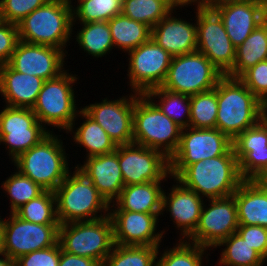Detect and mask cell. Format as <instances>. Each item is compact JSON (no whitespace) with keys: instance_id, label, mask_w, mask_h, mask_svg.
I'll return each mask as SVG.
<instances>
[{"instance_id":"6da1fadb","label":"cell","mask_w":267,"mask_h":266,"mask_svg":"<svg viewBox=\"0 0 267 266\" xmlns=\"http://www.w3.org/2000/svg\"><path fill=\"white\" fill-rule=\"evenodd\" d=\"M216 129L232 140L267 116V107L240 80L223 76L217 83Z\"/></svg>"},{"instance_id":"7a4b0ae2","label":"cell","mask_w":267,"mask_h":266,"mask_svg":"<svg viewBox=\"0 0 267 266\" xmlns=\"http://www.w3.org/2000/svg\"><path fill=\"white\" fill-rule=\"evenodd\" d=\"M175 179L209 199L233 195L244 181L233 147L224 155L188 165Z\"/></svg>"},{"instance_id":"3957f363","label":"cell","mask_w":267,"mask_h":266,"mask_svg":"<svg viewBox=\"0 0 267 266\" xmlns=\"http://www.w3.org/2000/svg\"><path fill=\"white\" fill-rule=\"evenodd\" d=\"M69 0H48L17 23L19 40L62 49L71 34L72 5Z\"/></svg>"},{"instance_id":"277c9868","label":"cell","mask_w":267,"mask_h":266,"mask_svg":"<svg viewBox=\"0 0 267 266\" xmlns=\"http://www.w3.org/2000/svg\"><path fill=\"white\" fill-rule=\"evenodd\" d=\"M136 97L135 95L133 143L156 150L165 145L161 151L170 159L178 149L183 129L165 115L152 100H148L145 94Z\"/></svg>"},{"instance_id":"5b68a950","label":"cell","mask_w":267,"mask_h":266,"mask_svg":"<svg viewBox=\"0 0 267 266\" xmlns=\"http://www.w3.org/2000/svg\"><path fill=\"white\" fill-rule=\"evenodd\" d=\"M58 242L62 251L95 259L103 265L115 244L112 219L108 213L97 220L60 224Z\"/></svg>"},{"instance_id":"8992f818","label":"cell","mask_w":267,"mask_h":266,"mask_svg":"<svg viewBox=\"0 0 267 266\" xmlns=\"http://www.w3.org/2000/svg\"><path fill=\"white\" fill-rule=\"evenodd\" d=\"M54 193L60 224L81 222L86 216L93 217L85 221L101 219L103 216H95L96 212L102 209L107 211L110 208L106 199L79 169L75 170L72 177L68 173Z\"/></svg>"},{"instance_id":"52a82bcc","label":"cell","mask_w":267,"mask_h":266,"mask_svg":"<svg viewBox=\"0 0 267 266\" xmlns=\"http://www.w3.org/2000/svg\"><path fill=\"white\" fill-rule=\"evenodd\" d=\"M57 137L49 134L39 144L19 155L14 161L19 172L45 191H55L64 181L68 163Z\"/></svg>"},{"instance_id":"ba28073f","label":"cell","mask_w":267,"mask_h":266,"mask_svg":"<svg viewBox=\"0 0 267 266\" xmlns=\"http://www.w3.org/2000/svg\"><path fill=\"white\" fill-rule=\"evenodd\" d=\"M223 76L204 54L196 51L172 57L161 88L192 96L215 88Z\"/></svg>"},{"instance_id":"9c48e42d","label":"cell","mask_w":267,"mask_h":266,"mask_svg":"<svg viewBox=\"0 0 267 266\" xmlns=\"http://www.w3.org/2000/svg\"><path fill=\"white\" fill-rule=\"evenodd\" d=\"M76 77L63 72L53 79L44 81L32 108L39 122L72 130L76 116L74 92L71 83Z\"/></svg>"},{"instance_id":"30bf717a","label":"cell","mask_w":267,"mask_h":266,"mask_svg":"<svg viewBox=\"0 0 267 266\" xmlns=\"http://www.w3.org/2000/svg\"><path fill=\"white\" fill-rule=\"evenodd\" d=\"M181 132L177 151L169 159L170 173L177 177L188 165L226 154L232 139L216 128H188Z\"/></svg>"},{"instance_id":"8fae6325","label":"cell","mask_w":267,"mask_h":266,"mask_svg":"<svg viewBox=\"0 0 267 266\" xmlns=\"http://www.w3.org/2000/svg\"><path fill=\"white\" fill-rule=\"evenodd\" d=\"M197 10V51L226 76L234 66L236 47L212 7H198Z\"/></svg>"},{"instance_id":"7c38bea8","label":"cell","mask_w":267,"mask_h":266,"mask_svg":"<svg viewBox=\"0 0 267 266\" xmlns=\"http://www.w3.org/2000/svg\"><path fill=\"white\" fill-rule=\"evenodd\" d=\"M10 220L3 221V254L13 260L58 242L60 224L27 222L14 213Z\"/></svg>"},{"instance_id":"4fadbf2b","label":"cell","mask_w":267,"mask_h":266,"mask_svg":"<svg viewBox=\"0 0 267 266\" xmlns=\"http://www.w3.org/2000/svg\"><path fill=\"white\" fill-rule=\"evenodd\" d=\"M118 161L125 186L161 181L170 173L163 152L136 143L118 145Z\"/></svg>"},{"instance_id":"5bb4252c","label":"cell","mask_w":267,"mask_h":266,"mask_svg":"<svg viewBox=\"0 0 267 266\" xmlns=\"http://www.w3.org/2000/svg\"><path fill=\"white\" fill-rule=\"evenodd\" d=\"M129 53L131 54L130 83L137 95L161 87L167 76L172 56L152 38Z\"/></svg>"},{"instance_id":"9a60e30c","label":"cell","mask_w":267,"mask_h":266,"mask_svg":"<svg viewBox=\"0 0 267 266\" xmlns=\"http://www.w3.org/2000/svg\"><path fill=\"white\" fill-rule=\"evenodd\" d=\"M50 134L32 109L6 107L0 112V142L9 146L13 160Z\"/></svg>"},{"instance_id":"2e32d148","label":"cell","mask_w":267,"mask_h":266,"mask_svg":"<svg viewBox=\"0 0 267 266\" xmlns=\"http://www.w3.org/2000/svg\"><path fill=\"white\" fill-rule=\"evenodd\" d=\"M211 207L202 208L200 220L190 236L193 243L202 247L217 245L239 227L237 205L233 195L211 199Z\"/></svg>"},{"instance_id":"e0dca14e","label":"cell","mask_w":267,"mask_h":266,"mask_svg":"<svg viewBox=\"0 0 267 266\" xmlns=\"http://www.w3.org/2000/svg\"><path fill=\"white\" fill-rule=\"evenodd\" d=\"M63 50L19 40L9 61L17 72L40 77L45 81L59 76L63 71Z\"/></svg>"},{"instance_id":"ac0fdd59","label":"cell","mask_w":267,"mask_h":266,"mask_svg":"<svg viewBox=\"0 0 267 266\" xmlns=\"http://www.w3.org/2000/svg\"><path fill=\"white\" fill-rule=\"evenodd\" d=\"M130 100L122 98L115 101L103 100L99 104H91L83 110L93 118L118 145L133 143V111L135 97Z\"/></svg>"},{"instance_id":"d6986e66","label":"cell","mask_w":267,"mask_h":266,"mask_svg":"<svg viewBox=\"0 0 267 266\" xmlns=\"http://www.w3.org/2000/svg\"><path fill=\"white\" fill-rule=\"evenodd\" d=\"M265 6L257 0H228L212 8L221 17L227 35L237 48L263 22Z\"/></svg>"},{"instance_id":"ffe728a7","label":"cell","mask_w":267,"mask_h":266,"mask_svg":"<svg viewBox=\"0 0 267 266\" xmlns=\"http://www.w3.org/2000/svg\"><path fill=\"white\" fill-rule=\"evenodd\" d=\"M158 215L115 209L109 213L114 243L121 246H158L163 235V232L154 235Z\"/></svg>"},{"instance_id":"44dd1931","label":"cell","mask_w":267,"mask_h":266,"mask_svg":"<svg viewBox=\"0 0 267 266\" xmlns=\"http://www.w3.org/2000/svg\"><path fill=\"white\" fill-rule=\"evenodd\" d=\"M79 169L97 188L110 204L114 197L120 196L124 181L118 161V146L109 154L90 156Z\"/></svg>"},{"instance_id":"7402d4cb","label":"cell","mask_w":267,"mask_h":266,"mask_svg":"<svg viewBox=\"0 0 267 266\" xmlns=\"http://www.w3.org/2000/svg\"><path fill=\"white\" fill-rule=\"evenodd\" d=\"M151 38L172 57L197 51V27L168 15L151 29Z\"/></svg>"},{"instance_id":"603a6c76","label":"cell","mask_w":267,"mask_h":266,"mask_svg":"<svg viewBox=\"0 0 267 266\" xmlns=\"http://www.w3.org/2000/svg\"><path fill=\"white\" fill-rule=\"evenodd\" d=\"M44 79L23 74L9 64L0 65V92L7 100L8 107L32 109Z\"/></svg>"},{"instance_id":"cb8c5ba5","label":"cell","mask_w":267,"mask_h":266,"mask_svg":"<svg viewBox=\"0 0 267 266\" xmlns=\"http://www.w3.org/2000/svg\"><path fill=\"white\" fill-rule=\"evenodd\" d=\"M202 205L201 197L182 185L174 186L168 199L164 192L162 194V211L166 206L169 207L177 226L183 227L182 232H184L183 235L185 237H190L197 228L203 208Z\"/></svg>"},{"instance_id":"d4e9b609","label":"cell","mask_w":267,"mask_h":266,"mask_svg":"<svg viewBox=\"0 0 267 266\" xmlns=\"http://www.w3.org/2000/svg\"><path fill=\"white\" fill-rule=\"evenodd\" d=\"M233 196L239 225L267 228V193L254 180H244Z\"/></svg>"},{"instance_id":"484cf974","label":"cell","mask_w":267,"mask_h":266,"mask_svg":"<svg viewBox=\"0 0 267 266\" xmlns=\"http://www.w3.org/2000/svg\"><path fill=\"white\" fill-rule=\"evenodd\" d=\"M161 181L132 184L124 186L120 196L116 199L117 210H127L147 214L162 212Z\"/></svg>"},{"instance_id":"4316f807","label":"cell","mask_w":267,"mask_h":266,"mask_svg":"<svg viewBox=\"0 0 267 266\" xmlns=\"http://www.w3.org/2000/svg\"><path fill=\"white\" fill-rule=\"evenodd\" d=\"M265 60H267V25L263 21L236 48L234 66L226 76L239 78L246 70Z\"/></svg>"},{"instance_id":"83f0119b","label":"cell","mask_w":267,"mask_h":266,"mask_svg":"<svg viewBox=\"0 0 267 266\" xmlns=\"http://www.w3.org/2000/svg\"><path fill=\"white\" fill-rule=\"evenodd\" d=\"M113 44L125 49L134 50L151 38V28L142 22L130 19L122 13L108 21Z\"/></svg>"},{"instance_id":"f1b7e54d","label":"cell","mask_w":267,"mask_h":266,"mask_svg":"<svg viewBox=\"0 0 267 266\" xmlns=\"http://www.w3.org/2000/svg\"><path fill=\"white\" fill-rule=\"evenodd\" d=\"M80 113L86 118V122L76 130L77 132H75L74 139L88 149V157L114 152L117 145L108 136L105 130L83 109Z\"/></svg>"},{"instance_id":"f546056e","label":"cell","mask_w":267,"mask_h":266,"mask_svg":"<svg viewBox=\"0 0 267 266\" xmlns=\"http://www.w3.org/2000/svg\"><path fill=\"white\" fill-rule=\"evenodd\" d=\"M173 8L165 0H123L122 14L132 20L142 22L151 29Z\"/></svg>"},{"instance_id":"4dcf8cb0","label":"cell","mask_w":267,"mask_h":266,"mask_svg":"<svg viewBox=\"0 0 267 266\" xmlns=\"http://www.w3.org/2000/svg\"><path fill=\"white\" fill-rule=\"evenodd\" d=\"M55 203V204H54ZM55 193L44 191L37 198L21 205L13 213L27 222L37 224H60L57 217Z\"/></svg>"},{"instance_id":"1f68e13d","label":"cell","mask_w":267,"mask_h":266,"mask_svg":"<svg viewBox=\"0 0 267 266\" xmlns=\"http://www.w3.org/2000/svg\"><path fill=\"white\" fill-rule=\"evenodd\" d=\"M226 244L220 264L226 266H262L265 260L237 232L222 240L217 246Z\"/></svg>"},{"instance_id":"d6a6232c","label":"cell","mask_w":267,"mask_h":266,"mask_svg":"<svg viewBox=\"0 0 267 266\" xmlns=\"http://www.w3.org/2000/svg\"><path fill=\"white\" fill-rule=\"evenodd\" d=\"M191 128H216L217 119V85L215 88L190 96Z\"/></svg>"},{"instance_id":"836d02e7","label":"cell","mask_w":267,"mask_h":266,"mask_svg":"<svg viewBox=\"0 0 267 266\" xmlns=\"http://www.w3.org/2000/svg\"><path fill=\"white\" fill-rule=\"evenodd\" d=\"M103 266H154L158 246H121L114 244ZM156 266V265H155Z\"/></svg>"},{"instance_id":"e575fe53","label":"cell","mask_w":267,"mask_h":266,"mask_svg":"<svg viewBox=\"0 0 267 266\" xmlns=\"http://www.w3.org/2000/svg\"><path fill=\"white\" fill-rule=\"evenodd\" d=\"M83 24V29L77 34L80 46L96 57L105 55L114 46L108 21Z\"/></svg>"},{"instance_id":"d590c367","label":"cell","mask_w":267,"mask_h":266,"mask_svg":"<svg viewBox=\"0 0 267 266\" xmlns=\"http://www.w3.org/2000/svg\"><path fill=\"white\" fill-rule=\"evenodd\" d=\"M146 97L151 100V97L153 98L156 96H161V102L159 104H155L165 115H167L172 121H174L179 127H181L183 130L187 129L186 127H189V118H190V96L176 93L169 91L167 89H163L161 87L153 88L145 93ZM163 97V98H162ZM183 108L184 111H183ZM183 111L186 113L188 120L184 121L182 118H180V112ZM178 112V114H176Z\"/></svg>"},{"instance_id":"8d00e7d4","label":"cell","mask_w":267,"mask_h":266,"mask_svg":"<svg viewBox=\"0 0 267 266\" xmlns=\"http://www.w3.org/2000/svg\"><path fill=\"white\" fill-rule=\"evenodd\" d=\"M122 3L123 0H82L72 14L82 23L109 21L122 13Z\"/></svg>"},{"instance_id":"74e56055","label":"cell","mask_w":267,"mask_h":266,"mask_svg":"<svg viewBox=\"0 0 267 266\" xmlns=\"http://www.w3.org/2000/svg\"><path fill=\"white\" fill-rule=\"evenodd\" d=\"M4 189L11 196V208L13 213L21 205L37 198L45 190L27 176L17 172L3 184Z\"/></svg>"},{"instance_id":"f35d334b","label":"cell","mask_w":267,"mask_h":266,"mask_svg":"<svg viewBox=\"0 0 267 266\" xmlns=\"http://www.w3.org/2000/svg\"><path fill=\"white\" fill-rule=\"evenodd\" d=\"M233 150L238 162L251 150L267 148V116L257 125L238 134L233 140Z\"/></svg>"},{"instance_id":"ab89813d","label":"cell","mask_w":267,"mask_h":266,"mask_svg":"<svg viewBox=\"0 0 267 266\" xmlns=\"http://www.w3.org/2000/svg\"><path fill=\"white\" fill-rule=\"evenodd\" d=\"M193 247L190 243H179L178 247L166 251L156 266H201V256L206 248L195 243Z\"/></svg>"},{"instance_id":"60d3db41","label":"cell","mask_w":267,"mask_h":266,"mask_svg":"<svg viewBox=\"0 0 267 266\" xmlns=\"http://www.w3.org/2000/svg\"><path fill=\"white\" fill-rule=\"evenodd\" d=\"M47 1L48 0H1L0 19L5 22L17 24L38 7L43 6Z\"/></svg>"},{"instance_id":"b9f144b4","label":"cell","mask_w":267,"mask_h":266,"mask_svg":"<svg viewBox=\"0 0 267 266\" xmlns=\"http://www.w3.org/2000/svg\"><path fill=\"white\" fill-rule=\"evenodd\" d=\"M239 80L267 107V60L246 70Z\"/></svg>"},{"instance_id":"7bdbcfd3","label":"cell","mask_w":267,"mask_h":266,"mask_svg":"<svg viewBox=\"0 0 267 266\" xmlns=\"http://www.w3.org/2000/svg\"><path fill=\"white\" fill-rule=\"evenodd\" d=\"M238 163L244 180L267 177V148L251 150Z\"/></svg>"},{"instance_id":"ee69618b","label":"cell","mask_w":267,"mask_h":266,"mask_svg":"<svg viewBox=\"0 0 267 266\" xmlns=\"http://www.w3.org/2000/svg\"><path fill=\"white\" fill-rule=\"evenodd\" d=\"M61 250V246L57 242L49 248L33 251L19 257L15 260L16 266H58Z\"/></svg>"},{"instance_id":"f6af8a7d","label":"cell","mask_w":267,"mask_h":266,"mask_svg":"<svg viewBox=\"0 0 267 266\" xmlns=\"http://www.w3.org/2000/svg\"><path fill=\"white\" fill-rule=\"evenodd\" d=\"M18 41L17 24L0 20V65L9 63Z\"/></svg>"},{"instance_id":"bcb514c9","label":"cell","mask_w":267,"mask_h":266,"mask_svg":"<svg viewBox=\"0 0 267 266\" xmlns=\"http://www.w3.org/2000/svg\"><path fill=\"white\" fill-rule=\"evenodd\" d=\"M237 233L264 259L267 258V228L257 225H239Z\"/></svg>"},{"instance_id":"7dc6e473","label":"cell","mask_w":267,"mask_h":266,"mask_svg":"<svg viewBox=\"0 0 267 266\" xmlns=\"http://www.w3.org/2000/svg\"><path fill=\"white\" fill-rule=\"evenodd\" d=\"M58 266H101L95 259L77 256L61 250Z\"/></svg>"},{"instance_id":"c3c4849f","label":"cell","mask_w":267,"mask_h":266,"mask_svg":"<svg viewBox=\"0 0 267 266\" xmlns=\"http://www.w3.org/2000/svg\"><path fill=\"white\" fill-rule=\"evenodd\" d=\"M224 1L228 0H202L198 2V7H213L214 5Z\"/></svg>"},{"instance_id":"681fc988","label":"cell","mask_w":267,"mask_h":266,"mask_svg":"<svg viewBox=\"0 0 267 266\" xmlns=\"http://www.w3.org/2000/svg\"><path fill=\"white\" fill-rule=\"evenodd\" d=\"M172 8L178 5H186L197 0H165Z\"/></svg>"},{"instance_id":"f907efd6","label":"cell","mask_w":267,"mask_h":266,"mask_svg":"<svg viewBox=\"0 0 267 266\" xmlns=\"http://www.w3.org/2000/svg\"><path fill=\"white\" fill-rule=\"evenodd\" d=\"M5 259H0V266H16L15 260L11 259L7 255L3 254Z\"/></svg>"},{"instance_id":"816d5d0a","label":"cell","mask_w":267,"mask_h":266,"mask_svg":"<svg viewBox=\"0 0 267 266\" xmlns=\"http://www.w3.org/2000/svg\"><path fill=\"white\" fill-rule=\"evenodd\" d=\"M267 193V177L254 180Z\"/></svg>"},{"instance_id":"f5cc1de1","label":"cell","mask_w":267,"mask_h":266,"mask_svg":"<svg viewBox=\"0 0 267 266\" xmlns=\"http://www.w3.org/2000/svg\"><path fill=\"white\" fill-rule=\"evenodd\" d=\"M0 255H3V220H0Z\"/></svg>"},{"instance_id":"db71d44e","label":"cell","mask_w":267,"mask_h":266,"mask_svg":"<svg viewBox=\"0 0 267 266\" xmlns=\"http://www.w3.org/2000/svg\"><path fill=\"white\" fill-rule=\"evenodd\" d=\"M263 21L267 25V5L265 6V9H264Z\"/></svg>"},{"instance_id":"11a10c76","label":"cell","mask_w":267,"mask_h":266,"mask_svg":"<svg viewBox=\"0 0 267 266\" xmlns=\"http://www.w3.org/2000/svg\"><path fill=\"white\" fill-rule=\"evenodd\" d=\"M257 1L263 2L265 5H267V0H257Z\"/></svg>"}]
</instances>
